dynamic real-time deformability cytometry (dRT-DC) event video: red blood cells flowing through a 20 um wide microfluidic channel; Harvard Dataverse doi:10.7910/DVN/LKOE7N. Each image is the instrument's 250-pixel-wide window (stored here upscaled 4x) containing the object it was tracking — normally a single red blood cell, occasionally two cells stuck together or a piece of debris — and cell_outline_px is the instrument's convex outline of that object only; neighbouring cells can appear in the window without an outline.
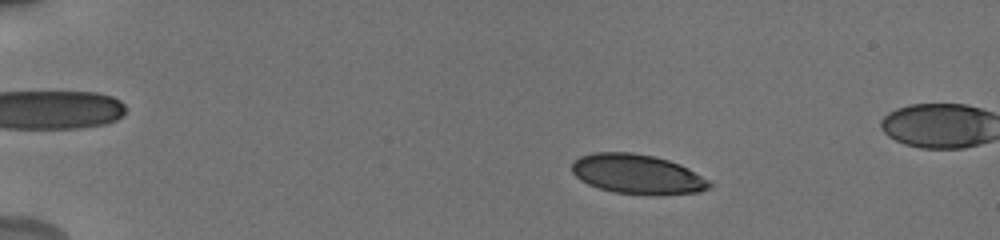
{"species": "human", "species_latin": "Homo sapiens", "temperature_condition": "cold", "stored_images_in_passage": 60, "camera_frame_rate_fps": 3000, "um_per_image_px": 0.085, "donor": {"sex": "male"}, "frame": {"image": 1, "passage_image": 10, "time_ms": 3.333, "image_size_px": [1000, 240], "cell_outline_px": [[712, 188], [700, 192], [648, 196], [612, 192], [588, 184], [580, 180], [572, 172], [572, 160], [580, 156], [592, 152], [632, 152], [656, 156], [680, 164], [688, 168], [708, 180], [712, 184]], "centroid_in_image_um": [54.17, 14.81], "position_along_channel_um": 30.8, "area_um2": 32.25}}
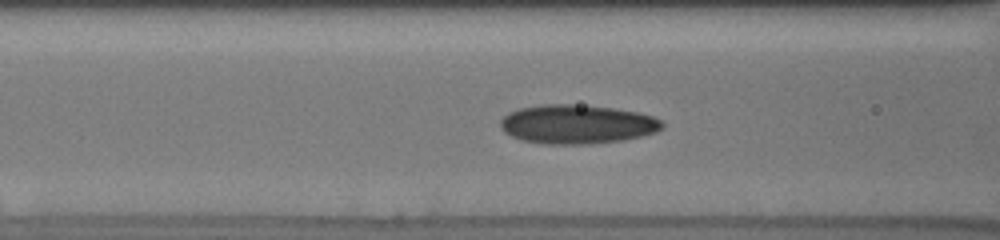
{"frame": {"image": 2, "passage_image": 22, "time_ms": 8.0, "image_size_px": [1000, 240], "cell_outline_px": [[664, 128], [656, 132], [624, 140], [588, 144], [544, 144], [520, 140], [504, 132], [500, 128], [500, 120], [508, 112], [520, 108], [544, 104], [576, 104], [612, 108], [636, 112], [652, 116], [660, 120], [664, 124]], "centroid_in_image_um": [49.02, 10.56], "position_along_channel_um": 117.6, "area_um2": 36.93}}
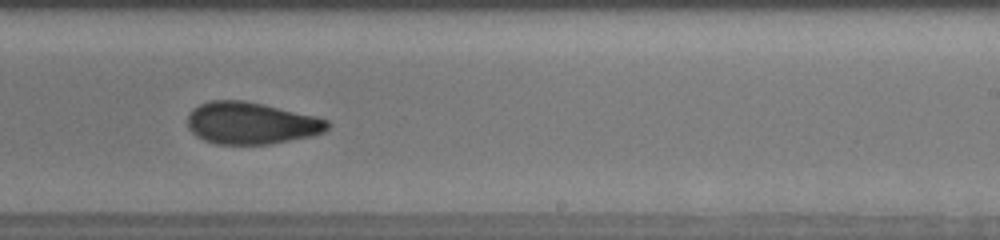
{"frame": {"image": 3, "passage_image": 36, "time_ms": 12.0, "image_size_px": [1000, 240], "cell_outline_px": [[332, 124], [324, 132], [312, 136], [268, 144], [216, 144], [204, 140], [196, 136], [188, 128], [188, 116], [192, 108], [200, 104], [212, 100], [244, 100], [264, 104], [316, 116], [328, 120]], "centroid_in_image_um": [21.36, 10.46], "position_along_channel_um": 267.6, "area_um2": 34.39}}